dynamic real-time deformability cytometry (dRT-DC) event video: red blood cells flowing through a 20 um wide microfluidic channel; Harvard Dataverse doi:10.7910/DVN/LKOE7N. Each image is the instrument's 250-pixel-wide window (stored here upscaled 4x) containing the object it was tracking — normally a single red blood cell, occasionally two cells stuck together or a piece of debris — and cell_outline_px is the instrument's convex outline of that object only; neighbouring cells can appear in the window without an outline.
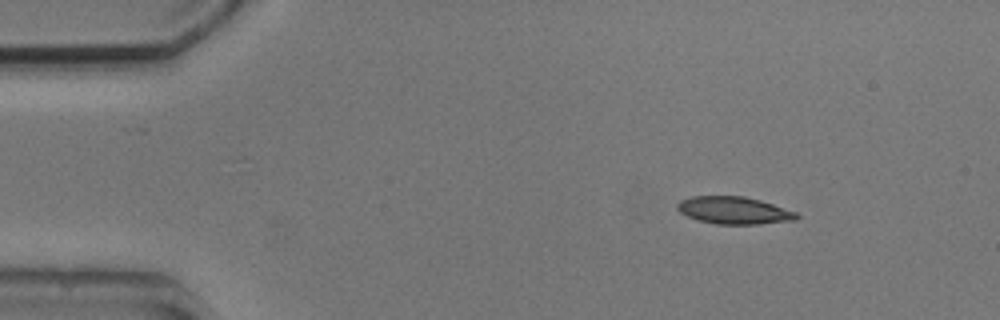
{"species": "common noctule bat (a hibernating species)", "species_latin": "Nyctalus noctula", "temperature_condition": "cold", "stored_images_in_passage": 3, "camera_frame_rate_fps": 3000, "um_per_image_px": 0.085, "animal": {"sex": "male", "body_mass_g": 20.5, "forearm_length_mm": 52.5}, "frame": {"image": 1, "passage_image": 1, "time_ms": 0.0, "image_size_px": [1000, 320], "cell_outline_px": [[800, 216], [796, 220], [760, 224], [716, 224], [696, 220], [680, 212], [676, 208], [676, 204], [680, 200], [692, 196], [744, 196], [760, 200], [796, 212]], "centroid_in_image_um": [62.37, 17.88], "position_along_channel_um": 22.6, "area_um2": 19.07}}